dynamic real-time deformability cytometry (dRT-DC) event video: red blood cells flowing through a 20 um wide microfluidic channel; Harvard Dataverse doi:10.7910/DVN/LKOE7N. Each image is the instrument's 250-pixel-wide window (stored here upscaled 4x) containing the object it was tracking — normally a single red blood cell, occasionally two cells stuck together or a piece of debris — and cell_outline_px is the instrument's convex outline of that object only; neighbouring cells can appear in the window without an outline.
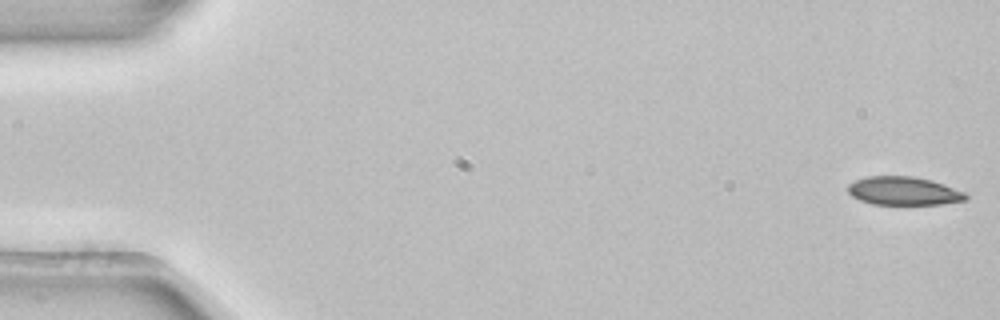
{"species": "common noctule bat (a hibernating species)", "species_latin": "Nyctalus noctula", "temperature_condition": "room temperature", "stored_images_in_passage": 54, "camera_frame_rate_fps": 3000, "um_per_image_px": 0.085, "animal": {"sex": "female", "body_mass_g": 22.7, "forearm_length_mm": 54.2}, "frame": {"image": 1, "passage_image": 1, "time_ms": 0.0, "image_size_px": [1000, 320], "cell_outline_px": [[968, 200], [940, 204], [872, 204], [860, 200], [852, 196], [848, 192], [848, 184], [856, 180], [868, 176], [912, 176], [932, 180], [964, 192], [968, 196]], "centroid_in_image_um": [76.81, 16.23], "position_along_channel_um": 8.2, "area_um2": 19.42}}
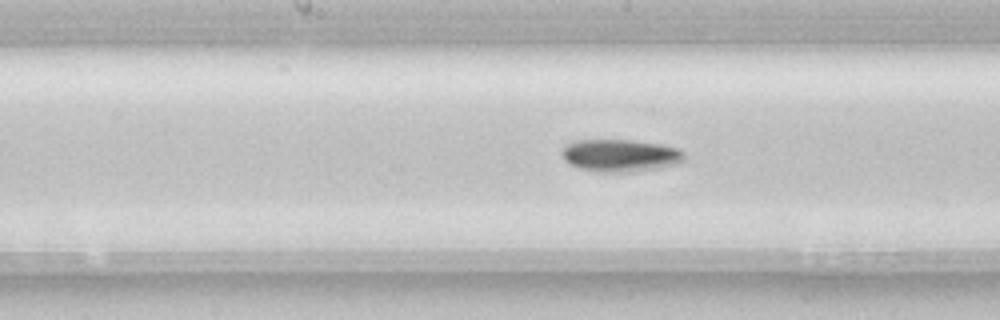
{"frame": {"image": 2, "passage_image": 27, "time_ms": 8.667, "image_size_px": [1000, 320], "cell_outline_px": [[684, 160], [680, 164], [632, 172], [600, 172], [580, 168], [564, 160], [564, 148], [568, 144], [576, 140], [632, 140], [660, 144], [676, 148], [684, 152]], "centroid_in_image_um": [52.78, 13.22], "position_along_channel_um": 195.4, "area_um2": 22.89}}
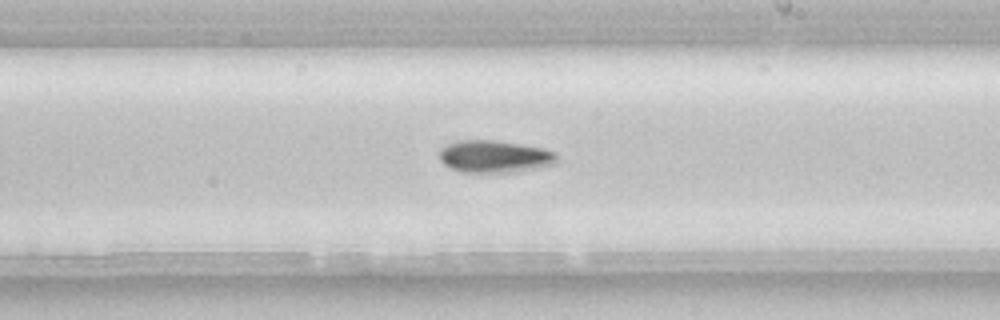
{"frame": {"image": 3, "passage_image": 31, "time_ms": 10.0, "image_size_px": [1000, 320], "cell_outline_px": [[556, 164], [540, 168], [516, 172], [464, 172], [452, 168], [444, 164], [440, 160], [440, 148], [456, 140], [496, 140], [544, 148], [556, 152]], "centroid_in_image_um": [42.07, 13.3], "position_along_channel_um": 246.9, "area_um2": 22.25}, "authors_computed_cell_mechanics": {"area_um2": 20.9525, "velocity_mm_per_s": 3.8819, "shape_relaxation_time_tau1_ms": 2.6859, "shape_relaxation_time_tau2_ms": null, "deformation_change_tau1": 0.0764, "deformation_change_tau2": null}}